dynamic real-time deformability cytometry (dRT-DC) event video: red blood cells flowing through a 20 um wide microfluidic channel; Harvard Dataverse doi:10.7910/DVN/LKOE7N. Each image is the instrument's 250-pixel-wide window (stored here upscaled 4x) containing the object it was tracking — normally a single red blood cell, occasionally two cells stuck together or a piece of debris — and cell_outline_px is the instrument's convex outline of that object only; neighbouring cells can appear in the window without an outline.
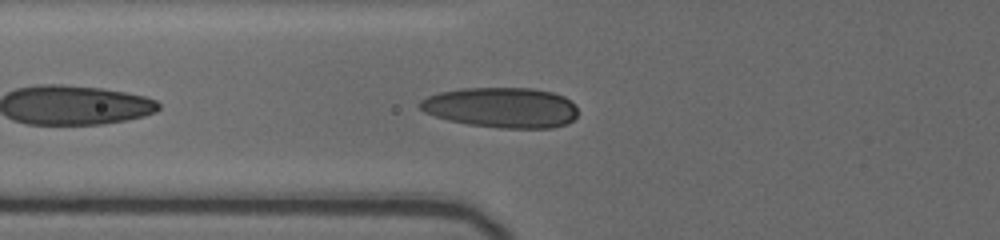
{"species": "human", "species_latin": "Homo sapiens", "temperature_condition": "cold", "stored_images_in_passage": 22, "camera_frame_rate_fps": 3000, "um_per_image_px": 0.085, "donor": {"sex": "female"}, "frame": {"image": 1, "passage_image": 4, "time_ms": 1.0, "image_size_px": [1000, 240], "cell_outline_px": [[576, 116], [568, 124], [552, 128], [500, 128], [468, 124], [448, 120], [424, 112], [420, 108], [420, 100], [428, 96], [440, 92], [464, 88], [532, 88], [552, 92], [564, 96], [576, 108]], "centroid_in_image_um": [42.62, 9.14], "position_along_channel_um": 83.2, "area_um2": 36.99}}
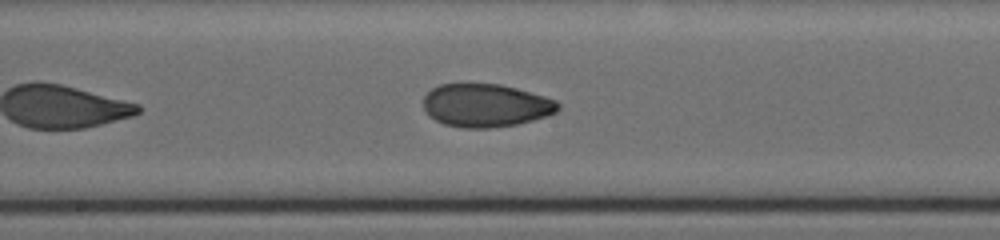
{"frame": {"image": 2, "passage_image": 13, "time_ms": 4.333, "image_size_px": [1000, 240], "cell_outline_px": [[560, 108], [556, 112], [548, 116], [516, 124], [488, 128], [464, 128], [444, 124], [428, 116], [424, 108], [424, 96], [432, 88], [440, 84], [500, 84], [516, 88], [544, 96], [556, 100], [560, 104]], "centroid_in_image_um": [41.29, 8.96], "position_along_channel_um": 206.9, "area_um2": 33.81}}
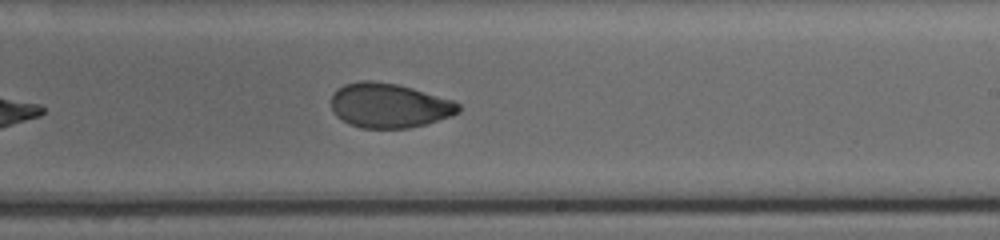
{"frame": {"image": 3, "passage_image": 17, "time_ms": 5.667, "image_size_px": [1000, 240], "cell_outline_px": [[460, 112], [424, 124], [408, 128], [360, 128], [348, 124], [336, 116], [332, 108], [332, 92], [336, 88], [344, 84], [360, 80], [372, 80], [396, 84], [412, 88], [456, 100], [460, 104]], "centroid_in_image_um": [33.05, 8.95], "position_along_channel_um": 255.9, "area_um2": 33.23}}